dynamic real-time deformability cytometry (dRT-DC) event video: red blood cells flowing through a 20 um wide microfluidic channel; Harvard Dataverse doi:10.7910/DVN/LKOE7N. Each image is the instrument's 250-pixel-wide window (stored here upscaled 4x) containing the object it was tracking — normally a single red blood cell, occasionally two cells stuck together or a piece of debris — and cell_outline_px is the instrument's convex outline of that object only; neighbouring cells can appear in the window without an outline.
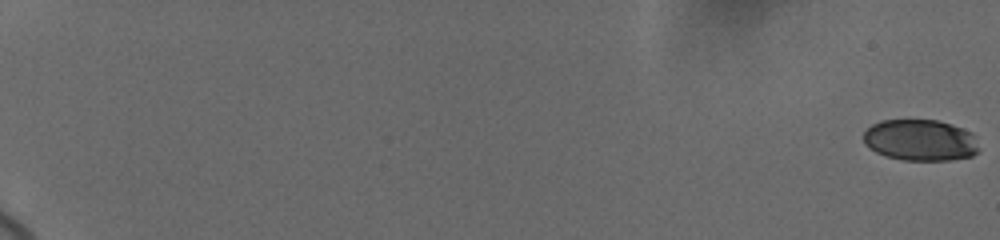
{"species": "human", "species_latin": "Homo sapiens", "temperature_condition": "cold", "stored_images_in_passage": 15, "camera_frame_rate_fps": 3000, "um_per_image_px": 0.085, "donor": {"sex": "female"}, "frame": {"image": 1, "passage_image": 1, "time_ms": 0.0, "image_size_px": [1000, 240], "cell_outline_px": [[980, 148], [972, 156], [948, 160], [904, 160], [884, 156], [868, 148], [864, 144], [864, 132], [872, 124], [880, 120], [936, 120], [952, 124], [972, 132]], "centroid_in_image_um": [78.22, 11.91], "position_along_channel_um": 6.8, "area_um2": 27.98}}
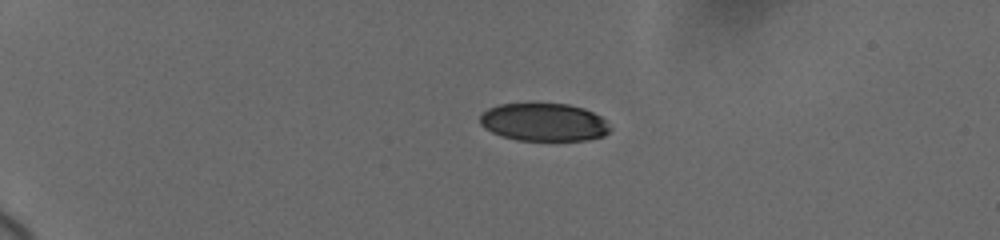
{"frame": {"image": 2, "passage_image": 11, "time_ms": 5.333, "image_size_px": [1000, 240], "cell_outline_px": [[612, 128], [604, 136], [588, 140], [516, 140], [500, 136], [484, 128], [480, 124], [480, 116], [488, 108], [500, 104], [532, 100], [568, 104], [584, 108], [600, 116]], "centroid_in_image_um": [46.2, 10.34], "position_along_channel_um": 38.8, "area_um2": 29.71}}
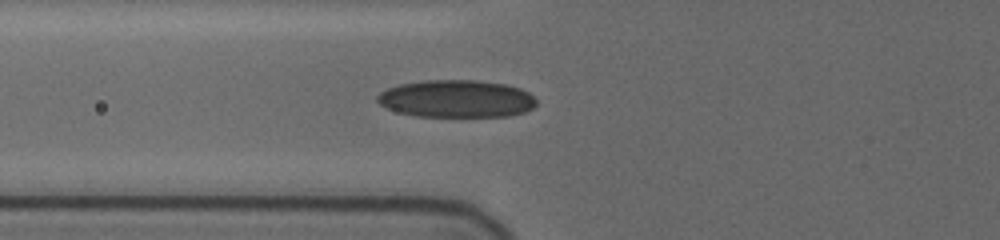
{"frame": {"image": 3, "passage_image": 15, "time_ms": 8.667, "image_size_px": [1000, 240], "cell_outline_px": [[536, 104], [532, 108], [524, 112], [508, 116], [416, 116], [400, 112], [388, 108], [380, 104], [376, 100], [376, 96], [380, 92], [388, 88], [400, 84], [428, 80], [476, 80], [504, 84], [520, 88], [528, 92], [536, 100]], "centroid_in_image_um": [38.8, 8.39], "position_along_channel_um": 87.0, "area_um2": 34.51}}